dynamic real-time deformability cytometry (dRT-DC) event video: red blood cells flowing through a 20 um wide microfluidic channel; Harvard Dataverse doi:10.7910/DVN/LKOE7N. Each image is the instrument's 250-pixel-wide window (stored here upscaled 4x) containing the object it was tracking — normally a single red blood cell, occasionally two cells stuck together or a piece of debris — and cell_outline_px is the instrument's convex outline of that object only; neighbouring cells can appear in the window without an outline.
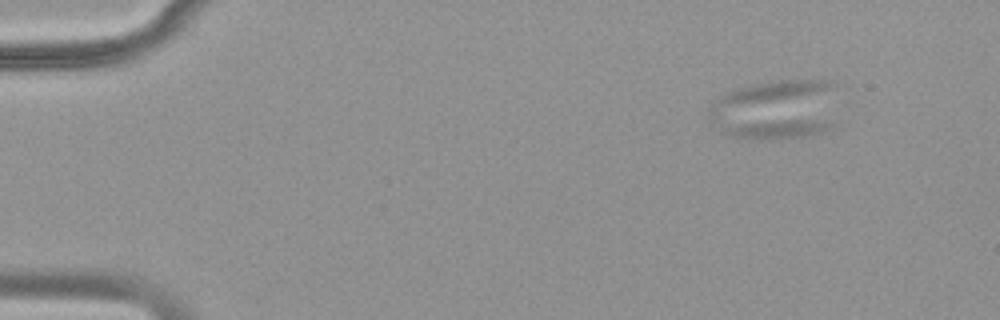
{"species": "common noctule bat (a hibernating species)", "species_latin": "Nyctalus noctula", "temperature_condition": "warm", "stored_images_in_passage": 48, "camera_frame_rate_fps": 3000, "um_per_image_px": 0.085, "animal": {"sex": "female", "body_mass_g": 18.4}, "frame": {"image": 1, "passage_image": 1, "time_ms": 0.0, "image_size_px": [1000, 320], "cell_outline_px": [[832, 124], [828, 128], [820, 132], [804, 136], [768, 140], [748, 140], [732, 136], [720, 132], [708, 116], [708, 112], [712, 104], [728, 92], [756, 84], [784, 80], [824, 80], [832, 84]], "centroid_in_image_um": [65.86, 9.36], "position_along_channel_um": 19.1, "area_um2": 44.39}}
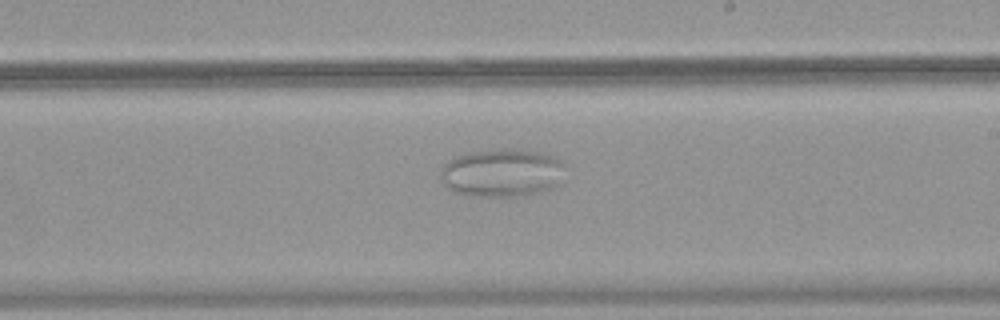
{"frame": {"image": 2, "passage_image": 27, "time_ms": 8.667, "image_size_px": [1000, 320], "cell_outline_px": [[560, 164], [556, 184], [552, 188], [524, 196], [480, 196], [456, 192], [448, 188], [444, 184], [440, 176], [440, 172], [444, 164], [448, 160], [456, 156], [468, 152], [512, 148], [536, 152], [552, 156], [560, 160]], "centroid_in_image_um": [42.56, 14.68], "position_along_channel_um": 246.4, "area_um2": 34.1}}
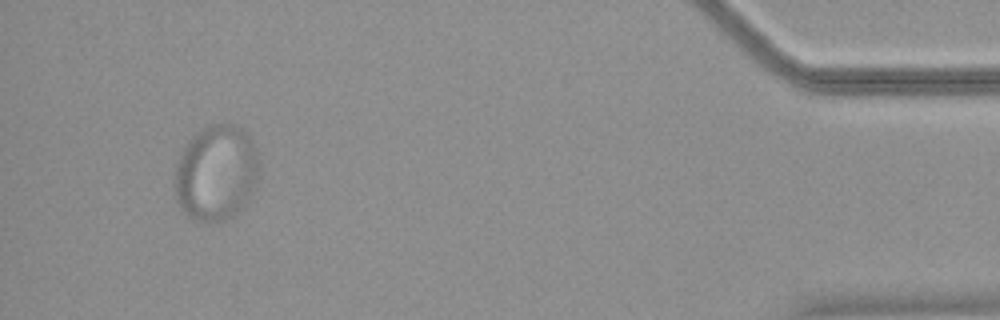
{"frame": {"image": 3, "passage_image": 45, "time_ms": 14.667, "image_size_px": [1000, 320], "cell_outline_px": [[260, 176], [256, 188], [244, 208], [232, 216], [220, 220], [196, 220], [188, 216], [184, 212], [176, 200], [176, 164], [188, 140], [196, 132], [212, 124], [236, 124], [244, 128], [248, 132], [256, 148], [260, 164]], "centroid_in_image_um": [18.45, 14.66], "position_along_channel_um": 416.7, "area_um2": 47.57}}